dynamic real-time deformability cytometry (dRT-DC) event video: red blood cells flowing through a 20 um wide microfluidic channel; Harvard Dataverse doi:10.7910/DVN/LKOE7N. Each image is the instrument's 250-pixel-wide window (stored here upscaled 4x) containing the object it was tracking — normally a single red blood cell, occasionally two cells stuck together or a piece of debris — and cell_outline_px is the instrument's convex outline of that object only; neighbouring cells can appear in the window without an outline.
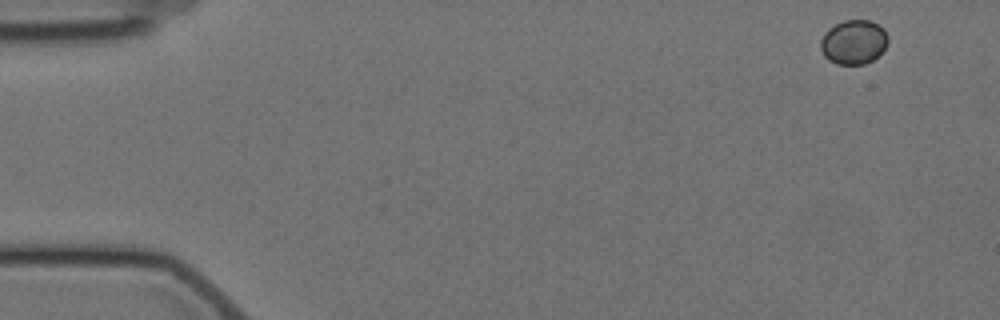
{"species": "Egyptian fruit bat (a non-hibernating species)", "species_latin": "Rousettus aegyptiacus", "temperature_condition": "cold", "stored_images_in_passage": 4, "camera_frame_rate_fps": 3000, "um_per_image_px": 0.085, "animal": {"sex": "female"}, "frame": {"image": 1, "passage_image": 1, "time_ms": 0.0, "image_size_px": [1000, 320], "cell_outline_px": [[888, 44], [872, 60], [864, 64], [836, 64], [828, 60], [824, 56], [820, 48], [820, 40], [824, 32], [828, 28], [844, 20], [868, 20], [884, 28], [888, 36]], "centroid_in_image_um": [72.53, 3.57], "position_along_channel_um": 12.5, "area_um2": 17.46}}